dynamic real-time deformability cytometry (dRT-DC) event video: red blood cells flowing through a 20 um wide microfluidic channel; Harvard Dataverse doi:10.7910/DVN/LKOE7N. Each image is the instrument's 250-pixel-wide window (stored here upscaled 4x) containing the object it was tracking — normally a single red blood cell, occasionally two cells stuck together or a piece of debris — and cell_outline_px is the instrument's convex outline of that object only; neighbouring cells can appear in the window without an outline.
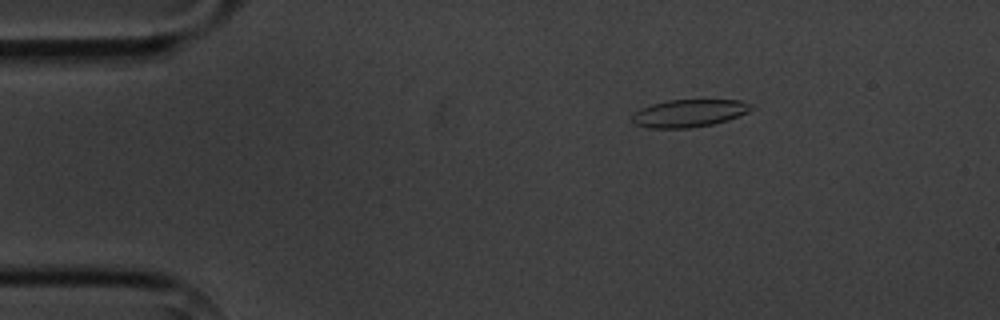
{"species": "common noctule bat (a hibernating species)", "species_latin": "Nyctalus noctula", "temperature_condition": "cold", "stored_images_in_passage": 4, "segment_of_instrument_passage": [1, 2], "camera_frame_rate_fps": 3000, "um_per_image_px": 0.085, "animal": {"sex": "male", "body_mass_g": 20.1, "forearm_length_mm": 53.5}, "frame": {"image": 1, "passage_image": 1, "time_ms": 0.0, "image_size_px": [1000, 320], "cell_outline_px": [[752, 108], [748, 112], [728, 120], [712, 124], [692, 128], [648, 128], [636, 124], [632, 120], [632, 116], [636, 112], [652, 104], [668, 100], [740, 100], [748, 104]], "centroid_in_image_um": [58.57, 9.63], "position_along_channel_um": 26.4, "area_um2": 18.84}}